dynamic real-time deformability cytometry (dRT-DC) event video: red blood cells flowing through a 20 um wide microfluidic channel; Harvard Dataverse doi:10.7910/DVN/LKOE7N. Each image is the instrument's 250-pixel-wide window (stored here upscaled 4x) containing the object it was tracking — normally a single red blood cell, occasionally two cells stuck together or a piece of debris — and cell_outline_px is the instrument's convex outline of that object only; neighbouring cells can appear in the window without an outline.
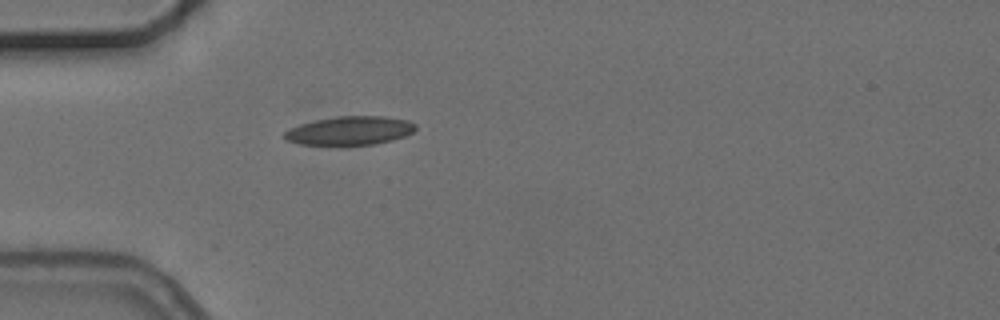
{"species": "common noctule bat (a hibernating species)", "species_latin": "Nyctalus noctula", "temperature_condition": "cold", "stored_images_in_passage": 1, "camera_frame_rate_fps": 3000, "um_per_image_px": 0.085, "animal": {"sex": "female", "body_mass_g": 24.6, "forearm_length_mm": 56.2}, "frame": {"image": 1, "passage_image": 1, "time_ms": 0.0, "image_size_px": [1000, 320], "cell_outline_px": [[416, 128], [412, 132], [404, 136], [392, 140], [376, 144], [300, 144], [284, 140], [284, 132], [300, 124], [316, 120], [336, 116], [384, 116], [408, 120], [416, 124]], "centroid_in_image_um": [29.75, 11.09], "position_along_channel_um": 55.2, "area_um2": 21.68}}